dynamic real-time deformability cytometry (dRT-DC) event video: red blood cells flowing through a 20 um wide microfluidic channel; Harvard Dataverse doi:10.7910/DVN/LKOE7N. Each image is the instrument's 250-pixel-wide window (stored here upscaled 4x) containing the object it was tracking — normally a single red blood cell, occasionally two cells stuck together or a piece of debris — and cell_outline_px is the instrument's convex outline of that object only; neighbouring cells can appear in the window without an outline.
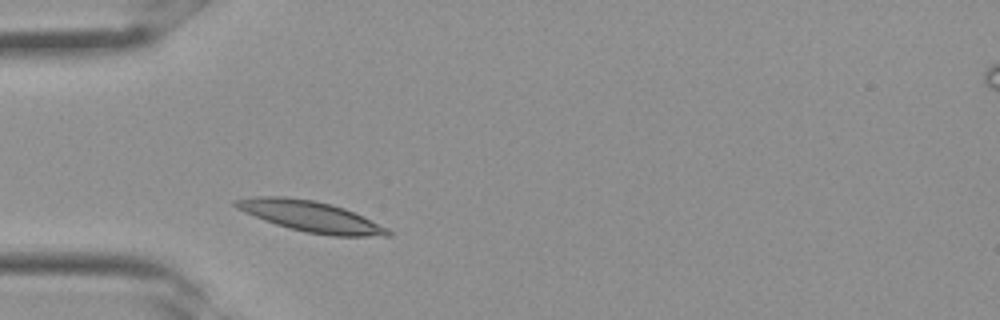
{"species": "Egyptian fruit bat (a non-hibernating species)", "species_latin": "Rousettus aegyptiacus", "temperature_condition": "room temperature", "stored_images_in_passage": 19, "camera_frame_rate_fps": 3000, "um_per_image_px": 0.085, "frame": {"image": 1, "passage_image": 1, "time_ms": 0.0, "image_size_px": [1000, 320], "cell_outline_px": [[392, 236], [332, 236], [308, 232], [288, 228], [264, 220], [244, 212], [236, 208], [232, 204], [232, 200], [252, 196], [284, 196], [316, 200], [332, 204], [344, 208], [388, 228], [392, 232]], "centroid_in_image_um": [26.36, 18.38], "position_along_channel_um": 58.6, "area_um2": 27.4}}
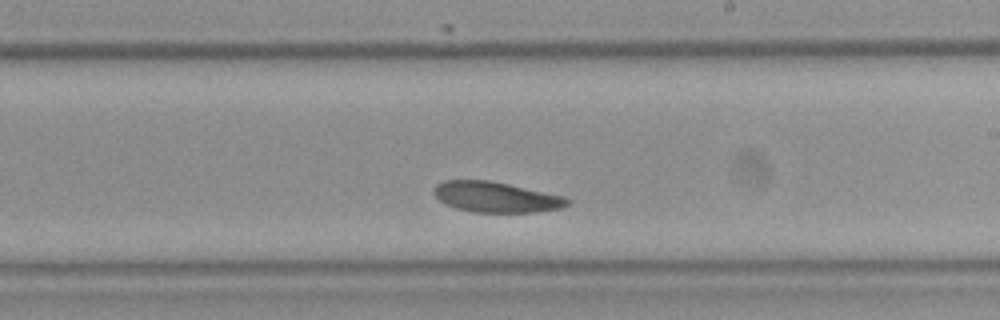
{"frame": {"image": 2, "passage_image": 11, "time_ms": 3.333, "image_size_px": [1000, 320], "cell_outline_px": [[572, 200], [568, 204], [560, 208], [536, 212], [472, 212], [456, 208], [440, 200], [432, 192], [432, 188], [436, 184], [444, 180], [488, 180], [508, 184], [564, 196]], "centroid_in_image_um": [42.14, 16.74], "position_along_channel_um": 246.9, "area_um2": 23.64}}
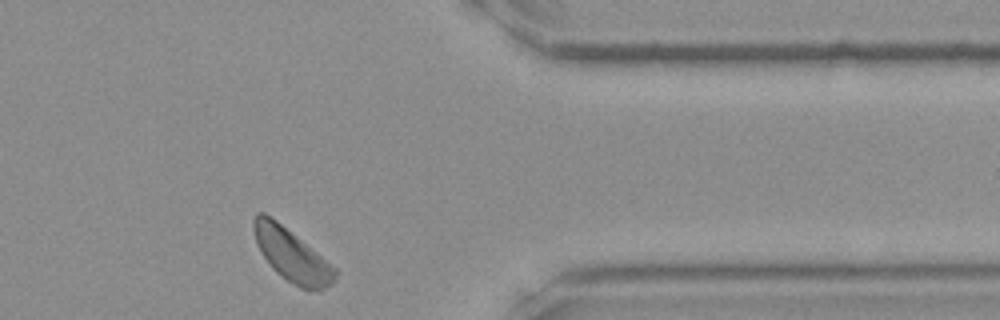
{"frame": {"image": 3, "passage_image": 19, "time_ms": 6.0, "image_size_px": [1000, 320], "cell_outline_px": [[336, 276], [332, 284], [320, 292], [300, 288], [292, 284], [276, 272], [272, 268], [260, 252], [256, 244], [252, 228], [252, 220], [256, 212], [264, 212], [276, 220], [336, 268]], "centroid_in_image_um": [24.76, 21.7], "position_along_channel_um": 386.6, "area_um2": 24.97}}